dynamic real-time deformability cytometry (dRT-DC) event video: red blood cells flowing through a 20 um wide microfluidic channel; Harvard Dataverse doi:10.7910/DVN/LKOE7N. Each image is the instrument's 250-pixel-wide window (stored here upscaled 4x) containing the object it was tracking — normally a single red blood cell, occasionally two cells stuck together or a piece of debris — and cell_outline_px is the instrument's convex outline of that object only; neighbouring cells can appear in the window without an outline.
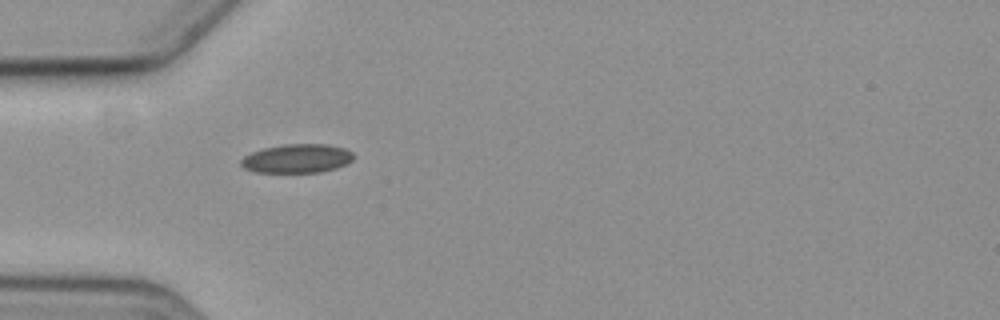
{"species": "common noctule bat (a hibernating species)", "species_latin": "Nyctalus noctula", "temperature_condition": "cold", "stored_images_in_passage": 3, "camera_frame_rate_fps": 3000, "um_per_image_px": 0.085, "animal": {"sex": "female", "body_mass_g": 19.3, "forearm_length_mm": 54.1}, "frame": {"image": 1, "passage_image": 1, "time_ms": 0.0, "image_size_px": [1000, 320], "cell_outline_px": [[356, 156], [348, 164], [336, 168], [320, 172], [256, 172], [244, 168], [240, 164], [240, 160], [244, 156], [252, 152], [264, 148], [284, 144], [328, 144], [344, 148], [352, 152]], "centroid_in_image_um": [25.27, 13.47], "position_along_channel_um": 59.7, "area_um2": 19.02}}
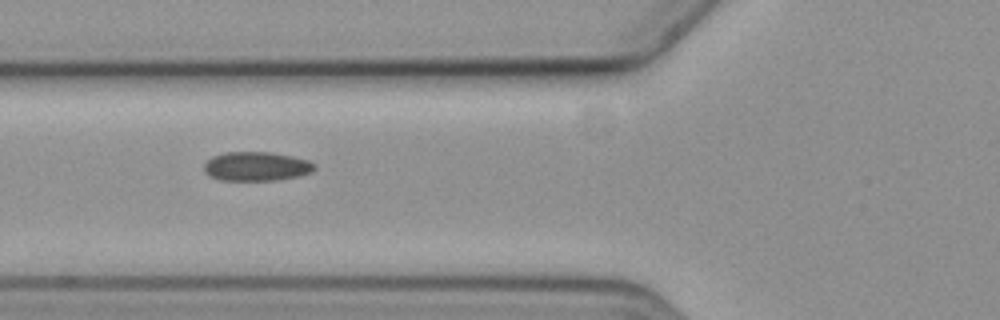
{"frame": {"image": 2, "passage_image": 2, "time_ms": 1.333, "image_size_px": [1000, 320], "cell_outline_px": [[316, 168], [312, 172], [296, 176], [276, 180], [220, 180], [208, 176], [204, 172], [204, 164], [212, 156], [224, 152], [268, 152], [292, 156], [308, 160], [316, 164]], "centroid_in_image_um": [21.77, 14.14], "position_along_channel_um": 104.0, "area_um2": 18.79}}
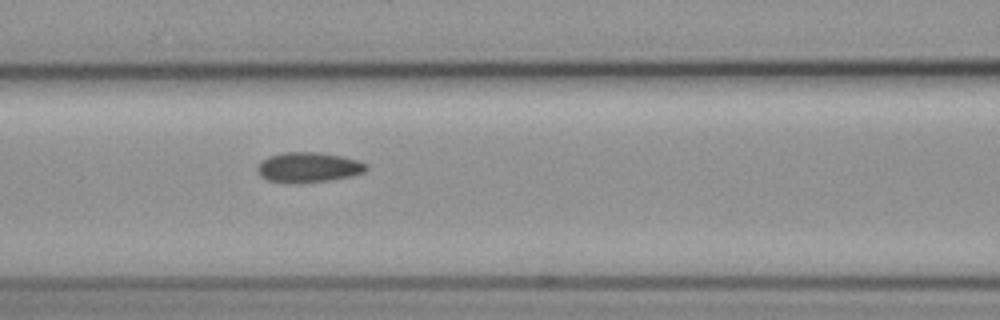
{"frame": {"image": 3, "passage_image": 3, "time_ms": 2.333, "image_size_px": [1000, 320], "cell_outline_px": [[368, 168], [364, 172], [352, 176], [332, 180], [288, 184], [268, 180], [260, 176], [256, 168], [268, 156], [284, 152], [320, 152], [344, 156], [368, 164]], "centroid_in_image_um": [26.23, 14.23], "position_along_channel_um": 140.4, "area_um2": 19.31}}